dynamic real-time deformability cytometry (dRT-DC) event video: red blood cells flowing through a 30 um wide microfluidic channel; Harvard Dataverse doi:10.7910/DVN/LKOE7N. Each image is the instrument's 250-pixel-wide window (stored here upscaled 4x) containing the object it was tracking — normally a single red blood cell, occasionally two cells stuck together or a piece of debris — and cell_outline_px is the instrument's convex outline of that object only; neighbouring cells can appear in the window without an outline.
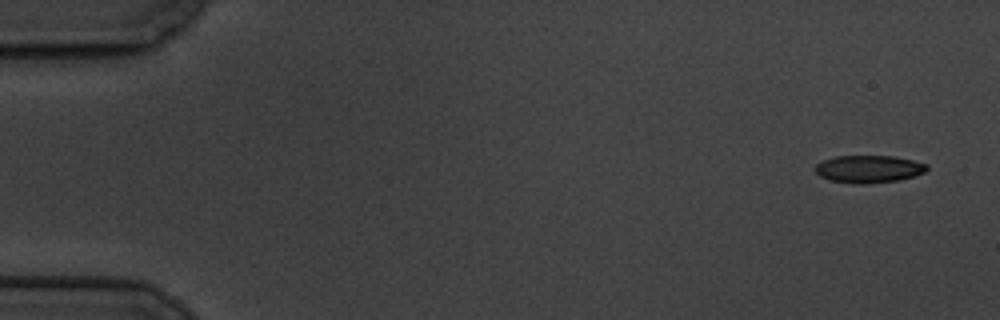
{"species": "common noctule bat (a hibernating species)", "species_latin": "Nyctalus noctula", "temperature_condition": "cold", "stored_images_in_passage": 6, "segment_of_instrument_passage": [1, 2], "camera_frame_rate_fps": 3000, "um_per_image_px": 0.085, "animal": {"sex": "male", "body_mass_g": 19.5, "forearm_length_mm": 54.6}, "frame": {"image": 1, "passage_image": 1, "time_ms": 0.0, "image_size_px": [1000, 320], "cell_outline_px": [[928, 168], [924, 172], [900, 180], [864, 184], [852, 184], [828, 180], [820, 176], [812, 168], [816, 164], [824, 160], [836, 156], [892, 156], [912, 160], [928, 164]], "centroid_in_image_um": [73.8, 14.37], "position_along_channel_um": 11.2, "area_um2": 17.98}}
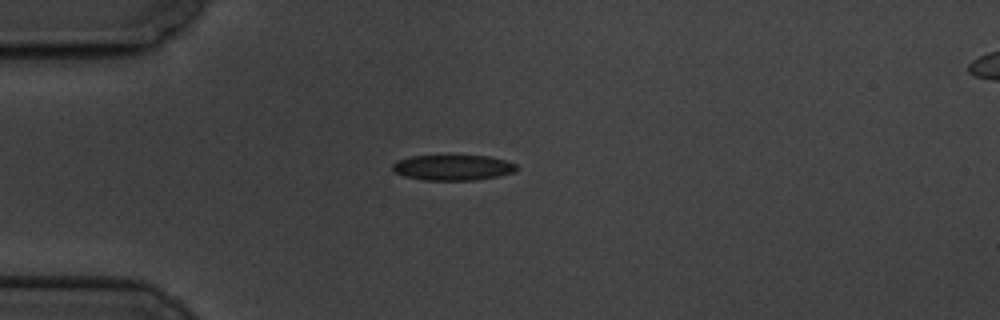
{"frame": {"image": 2, "passage_image": 5, "time_ms": 4.333, "image_size_px": [1000, 320], "cell_outline_px": [[516, 172], [496, 176], [472, 180], [424, 180], [404, 176], [396, 172], [392, 168], [392, 164], [396, 160], [412, 156], [488, 156], [504, 160], [516, 164]], "centroid_in_image_um": [38.47, 14.24], "position_along_channel_um": 46.5, "area_um2": 18.21}}